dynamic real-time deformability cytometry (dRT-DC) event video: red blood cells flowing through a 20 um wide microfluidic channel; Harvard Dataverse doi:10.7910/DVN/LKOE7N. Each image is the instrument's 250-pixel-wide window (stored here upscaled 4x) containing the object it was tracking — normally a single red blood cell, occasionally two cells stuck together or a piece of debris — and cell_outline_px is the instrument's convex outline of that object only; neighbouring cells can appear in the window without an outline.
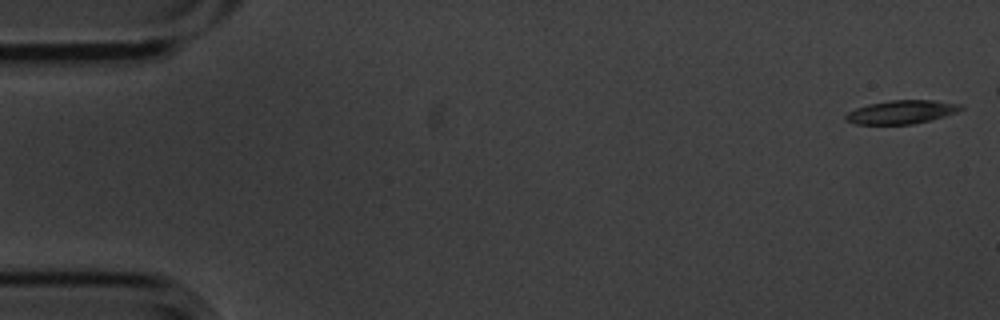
{"species": "common noctule bat (a hibernating species)", "species_latin": "Nyctalus noctula", "temperature_condition": "cold", "stored_images_in_passage": 6, "camera_frame_rate_fps": 3000, "um_per_image_px": 0.085, "animal": {"sex": "male", "body_mass_g": 20.1, "forearm_length_mm": 53.5}, "frame": {"image": 1, "passage_image": 1, "time_ms": 0.0, "image_size_px": [1000, 320], "cell_outline_px": [[964, 108], [956, 112], [944, 116], [912, 124], [856, 124], [844, 120], [844, 116], [848, 112], [856, 108], [868, 104], [888, 100], [932, 100], [960, 104]], "centroid_in_image_um": [76.58, 9.51], "position_along_channel_um": 8.4, "area_um2": 15.66}}